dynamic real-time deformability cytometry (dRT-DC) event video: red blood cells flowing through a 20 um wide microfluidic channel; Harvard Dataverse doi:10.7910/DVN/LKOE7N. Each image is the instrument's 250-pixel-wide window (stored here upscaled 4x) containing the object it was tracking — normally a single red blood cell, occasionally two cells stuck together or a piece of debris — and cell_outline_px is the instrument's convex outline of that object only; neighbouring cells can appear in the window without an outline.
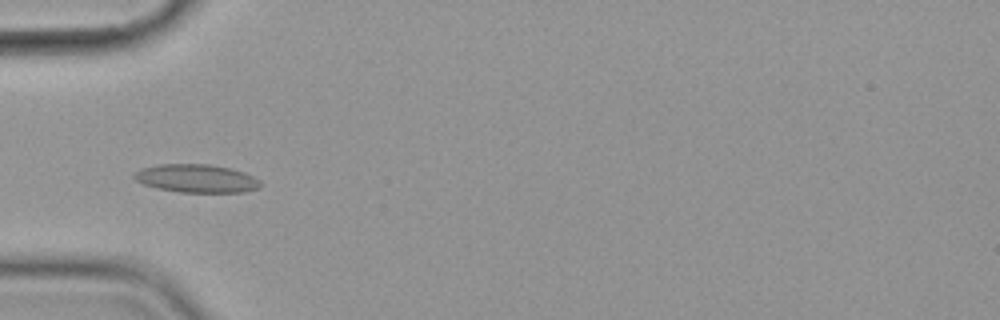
{"species": "common noctule bat (a hibernating species)", "species_latin": "Nyctalus noctula", "temperature_condition": "cold", "stored_images_in_passage": 5, "camera_frame_rate_fps": 3000, "um_per_image_px": 0.085, "animal": {"sex": "female", "body_mass_g": 19.9}, "frame": {"image": 1, "passage_image": 5, "time_ms": 4.667, "image_size_px": [1000, 320], "cell_outline_px": [[260, 188], [244, 192], [180, 192], [156, 188], [144, 184], [136, 180], [132, 176], [140, 168], [160, 164], [208, 164], [228, 168], [244, 172], [260, 180]], "centroid_in_image_um": [16.69, 15.17], "position_along_channel_um": 68.3, "area_um2": 20.69}}